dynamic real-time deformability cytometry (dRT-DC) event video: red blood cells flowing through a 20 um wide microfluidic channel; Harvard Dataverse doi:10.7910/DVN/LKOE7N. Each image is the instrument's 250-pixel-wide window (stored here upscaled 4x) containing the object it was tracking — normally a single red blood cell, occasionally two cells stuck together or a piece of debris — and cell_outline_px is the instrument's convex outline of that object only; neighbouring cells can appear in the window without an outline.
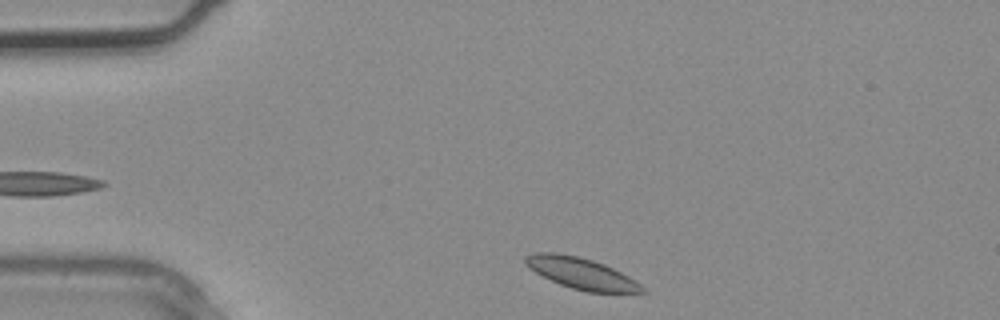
{"species": "common noctule bat (a hibernating species)", "species_latin": "Nyctalus noctula", "temperature_condition": "warm", "stored_images_in_passage": 2, "camera_frame_rate_fps": 3000, "um_per_image_px": 0.085, "animal": {"sex": "male", "body_mass_g": 20.4}, "frame": {"image": 1, "passage_image": 1, "time_ms": 0.0, "image_size_px": [1000, 320], "cell_outline_px": [[648, 292], [588, 292], [572, 288], [560, 284], [528, 268], [524, 264], [524, 256], [532, 252], [556, 252], [576, 256], [592, 260], [604, 264], [628, 276], [640, 284]], "centroid_in_image_um": [49.36, 23.22], "position_along_channel_um": 35.6, "area_um2": 21.04}}